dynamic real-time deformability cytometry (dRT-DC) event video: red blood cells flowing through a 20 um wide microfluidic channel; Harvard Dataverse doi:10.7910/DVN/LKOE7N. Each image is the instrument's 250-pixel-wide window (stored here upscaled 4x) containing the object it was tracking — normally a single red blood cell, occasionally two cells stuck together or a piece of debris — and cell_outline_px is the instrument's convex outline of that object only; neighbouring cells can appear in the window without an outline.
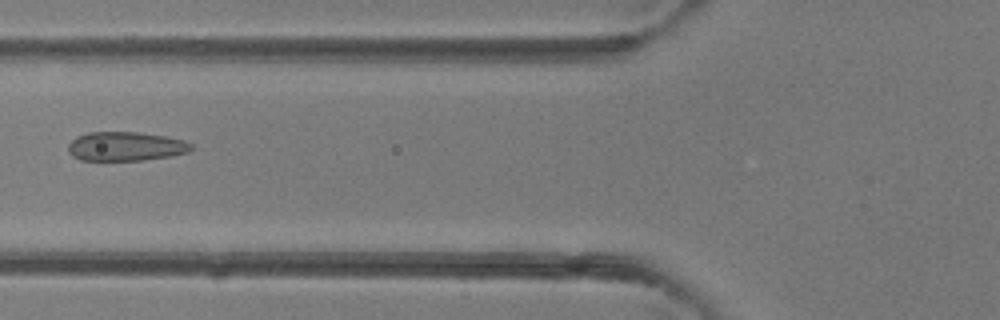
{"species": "common noctule bat (a hibernating species)", "species_latin": "Nyctalus noctula", "temperature_condition": "room temperature", "stored_images_in_passage": 41, "camera_frame_rate_fps": 3000, "um_per_image_px": 0.085, "animal": {"sex": "female"}, "frame": {"image": 1, "passage_image": 16, "time_ms": 5.0, "image_size_px": [1000, 320], "cell_outline_px": [[192, 148], [188, 152], [172, 156], [144, 160], [80, 160], [72, 156], [68, 152], [68, 144], [76, 136], [88, 132], [136, 132], [164, 136], [184, 140], [192, 144]], "centroid_in_image_um": [10.66, 12.44], "position_along_channel_um": 115.1, "area_um2": 20.92}}
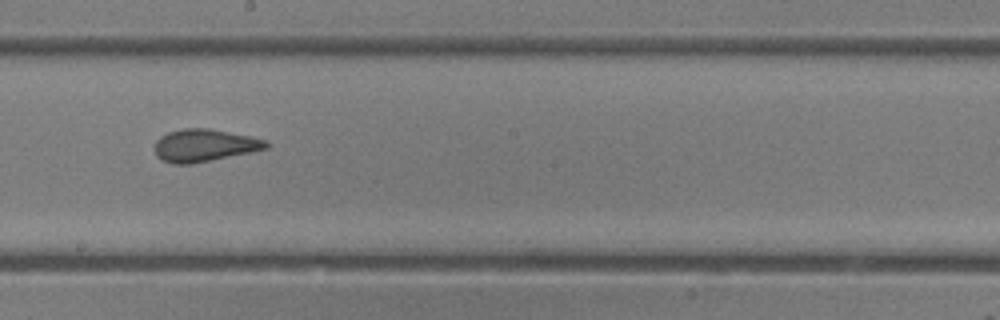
{"frame": {"image": 2, "passage_image": 23, "time_ms": 7.333, "image_size_px": [1000, 320], "cell_outline_px": [[268, 148], [252, 152], [192, 164], [172, 164], [160, 160], [156, 156], [156, 140], [160, 136], [168, 132], [184, 128], [208, 128], [252, 136], [268, 140]], "centroid_in_image_um": [17.38, 12.36], "position_along_channel_um": 230.8, "area_um2": 21.27}}
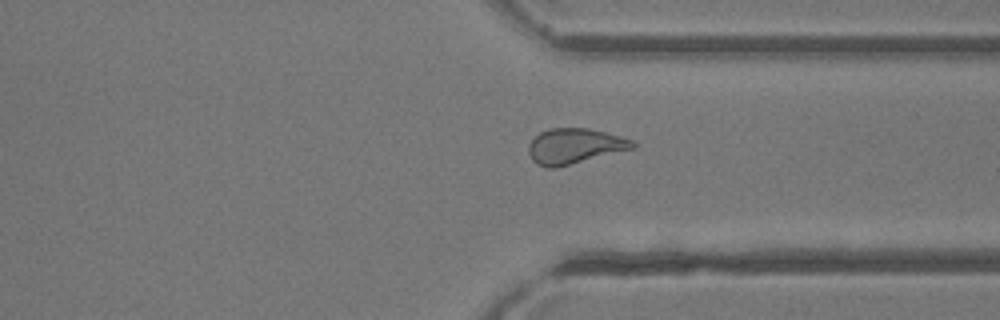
{"frame": {"image": 3, "passage_image": 31, "time_ms": 10.0, "image_size_px": [1000, 320], "cell_outline_px": [[636, 148], [556, 168], [548, 168], [536, 164], [532, 160], [528, 152], [528, 144], [540, 132], [552, 128], [588, 128], [620, 136], [632, 140], [636, 144]], "centroid_in_image_um": [48.84, 12.43], "position_along_channel_um": 362.6, "area_um2": 21.5}}